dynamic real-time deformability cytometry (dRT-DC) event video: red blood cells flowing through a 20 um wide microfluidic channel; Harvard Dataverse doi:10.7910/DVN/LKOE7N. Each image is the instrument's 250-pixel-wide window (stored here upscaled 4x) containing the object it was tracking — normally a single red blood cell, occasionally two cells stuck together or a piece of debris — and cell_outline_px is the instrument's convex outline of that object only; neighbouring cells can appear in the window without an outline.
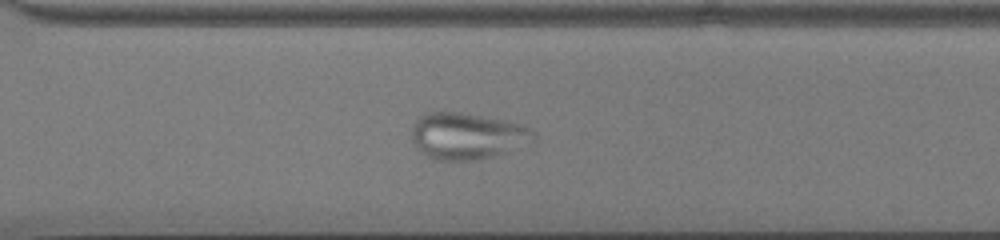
{"species": "common noctule bat (a hibernating species)", "species_latin": "Nyctalus noctula", "temperature_condition": "cold", "stored_images_in_passage": 52, "camera_frame_rate_fps": 3000, "um_per_image_px": 0.085, "animal": {"sex": "male", "body_mass_g": 13.0, "forearm_length_mm": 53.1}, "frame": {"image": 1, "passage_image": 37, "time_ms": 12.0, "image_size_px": [1000, 240], "cell_outline_px": [[536, 140], [532, 144], [480, 160], [436, 160], [424, 156], [412, 140], [412, 124], [420, 116], [428, 112], [460, 112], [504, 120], [524, 124], [536, 132]], "centroid_in_image_um": [39.76, 11.57], "position_along_channel_um": 330.8, "area_um2": 33.58}}